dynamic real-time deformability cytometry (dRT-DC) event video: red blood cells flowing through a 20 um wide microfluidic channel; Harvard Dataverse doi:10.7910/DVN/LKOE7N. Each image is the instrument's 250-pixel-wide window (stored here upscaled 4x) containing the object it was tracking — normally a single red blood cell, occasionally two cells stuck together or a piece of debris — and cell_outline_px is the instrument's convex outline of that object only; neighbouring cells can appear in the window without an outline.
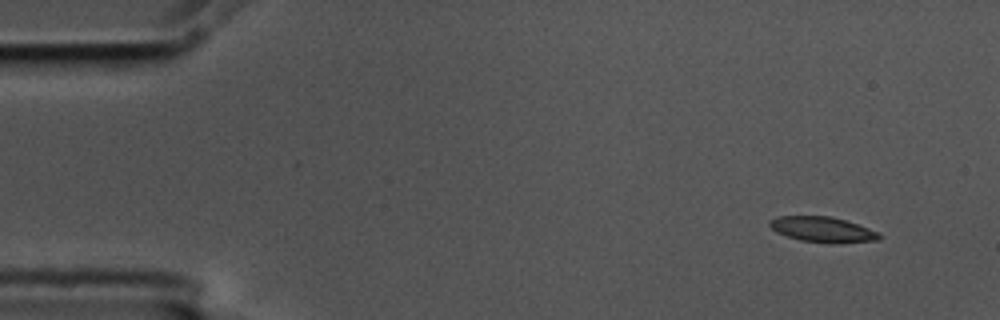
{"species": "common noctule bat (a hibernating species)", "species_latin": "Nyctalus noctula", "temperature_condition": "cold", "stored_images_in_passage": 5, "camera_frame_rate_fps": 3000, "um_per_image_px": 0.085, "animal": {"sex": "male", "body_mass_g": 17.5, "forearm_length_mm": 52.3}, "frame": {"image": 1, "passage_image": 5, "time_ms": 1.333, "image_size_px": [1000, 320], "cell_outline_px": [[880, 240], [832, 244], [800, 240], [776, 232], [768, 224], [768, 220], [776, 216], [828, 216], [844, 220], [880, 232]], "centroid_in_image_um": [69.9, 19.51], "position_along_channel_um": 15.1, "area_um2": 16.24}}